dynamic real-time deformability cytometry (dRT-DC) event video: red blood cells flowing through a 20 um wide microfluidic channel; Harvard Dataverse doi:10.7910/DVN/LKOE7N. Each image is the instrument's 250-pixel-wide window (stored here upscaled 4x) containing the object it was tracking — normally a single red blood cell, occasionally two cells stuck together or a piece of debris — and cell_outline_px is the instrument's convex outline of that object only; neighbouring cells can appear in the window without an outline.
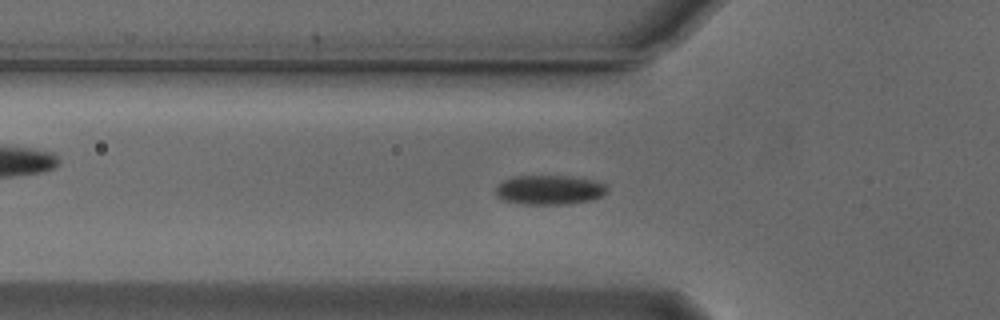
{"species": "Egyptian fruit bat (a non-hibernating species)", "species_latin": "Rousettus aegyptiacus", "temperature_condition": "cold", "stored_images_in_passage": 54, "segment_of_instrument_passage": [1, 2], "camera_frame_rate_fps": 3000, "um_per_image_px": 0.085, "animal": {"sex": "male"}, "frame": {"image": 1, "passage_image": 17, "time_ms": 5.333, "image_size_px": [1000, 320], "cell_outline_px": [[608, 188], [600, 196], [592, 200], [568, 204], [524, 204], [504, 200], [496, 196], [496, 188], [504, 180], [512, 176], [572, 176], [592, 180], [604, 184]], "centroid_in_image_um": [46.68, 16.14], "position_along_channel_um": 79.1, "area_um2": 18.96}}
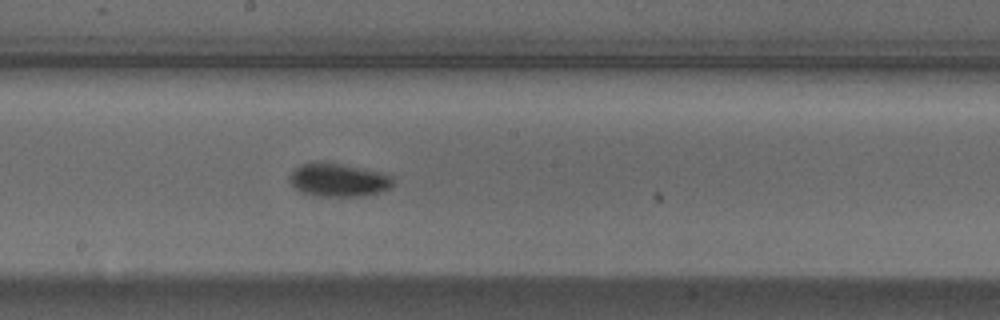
{"frame": {"image": 2, "passage_image": 28, "time_ms": 9.0, "image_size_px": [1000, 320], "cell_outline_px": [[392, 184], [388, 188], [380, 192], [364, 196], [312, 196], [300, 192], [288, 180], [288, 176], [300, 164], [340, 164], [380, 172], [392, 176]], "centroid_in_image_um": [28.74, 15.34], "position_along_channel_um": 219.5, "area_um2": 19.59}}
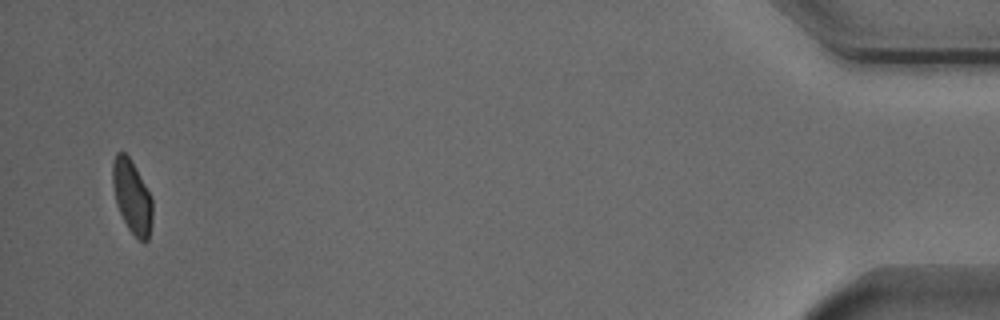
{"frame": {"image": 3, "passage_image": 51, "time_ms": 16.667, "image_size_px": [1000, 320], "cell_outline_px": [[152, 220], [148, 240], [144, 244], [128, 228], [116, 204], [112, 184], [112, 160], [116, 152], [124, 152], [128, 156], [148, 192], [152, 200]], "centroid_in_image_um": [11.19, 16.73], "position_along_channel_um": 424.0, "area_um2": 16.7}}